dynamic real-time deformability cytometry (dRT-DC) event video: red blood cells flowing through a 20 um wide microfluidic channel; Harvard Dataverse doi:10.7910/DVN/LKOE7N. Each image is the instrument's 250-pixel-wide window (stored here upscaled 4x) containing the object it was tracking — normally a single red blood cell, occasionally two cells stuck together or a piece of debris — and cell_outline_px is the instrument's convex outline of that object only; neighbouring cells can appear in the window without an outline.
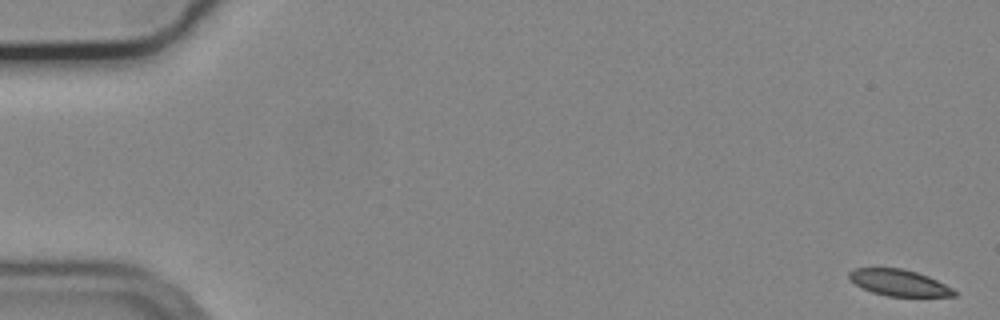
{"species": "common noctule bat (a hibernating species)", "species_latin": "Nyctalus noctula", "temperature_condition": "cold", "stored_images_in_passage": 56, "camera_frame_rate_fps": 3000, "um_per_image_px": 0.085, "animal": {"sex": "male", "body_mass_g": 19.2, "forearm_length_mm": 51.8}, "frame": {"image": 1, "passage_image": 1, "time_ms": 0.0, "image_size_px": [1000, 320], "cell_outline_px": [[956, 296], [888, 296], [872, 292], [856, 284], [848, 276], [848, 272], [856, 268], [904, 268], [928, 276], [952, 288], [956, 292]], "centroid_in_image_um": [76.42, 24.02], "position_along_channel_um": 8.6, "area_um2": 15.9}}
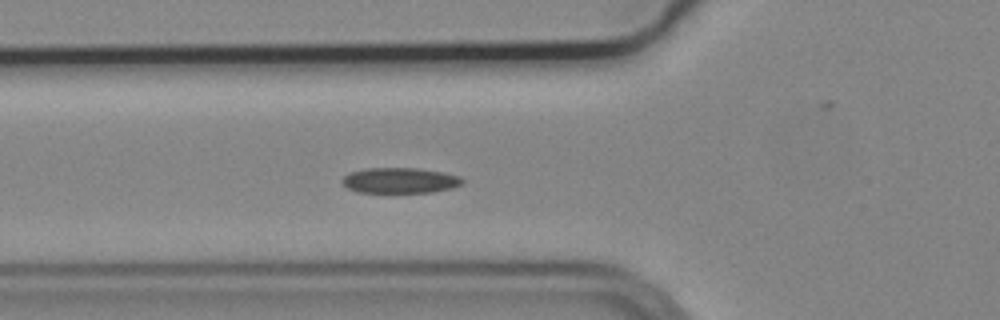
{"frame": {"image": 2, "passage_image": 20, "time_ms": 6.333, "image_size_px": [1000, 320], "cell_outline_px": [[464, 184], [452, 188], [432, 192], [360, 192], [348, 188], [340, 180], [348, 172], [364, 168], [420, 168], [444, 172], [460, 176], [464, 180]], "centroid_in_image_um": [34.02, 15.32], "position_along_channel_um": 91.8, "area_um2": 18.03}}
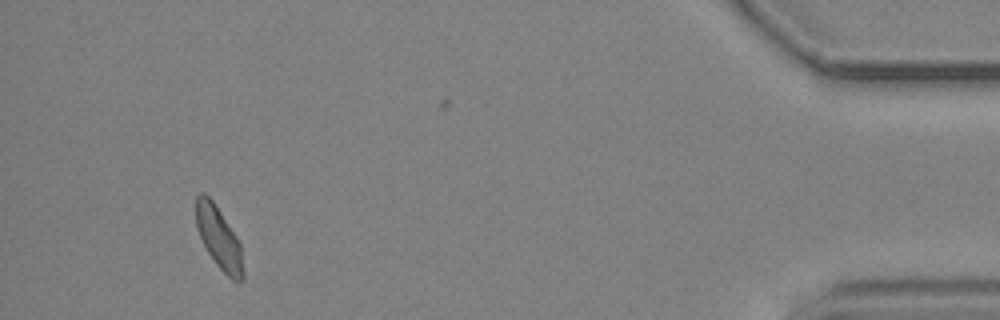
{"frame": {"image": 3, "passage_image": 52, "time_ms": 17.0, "image_size_px": [1000, 320], "cell_outline_px": [[244, 280], [232, 280], [216, 264], [208, 252], [196, 228], [196, 196], [200, 192], [204, 192], [212, 200], [236, 236], [240, 244], [244, 272]], "centroid_in_image_um": [18.6, 20.22], "position_along_channel_um": 416.6, "area_um2": 16.76}, "authors_computed_cell_mechanics": {"area_um2": 17.6001, "velocity_mm_per_s": 3.7125, "shape_relaxation_time_tau1_ms": 6.9941, "shape_relaxation_time_tau2_ms": 4.8472, "deformation_change_tau1": 0.1425, "deformation_change_tau2": 0.0876}}